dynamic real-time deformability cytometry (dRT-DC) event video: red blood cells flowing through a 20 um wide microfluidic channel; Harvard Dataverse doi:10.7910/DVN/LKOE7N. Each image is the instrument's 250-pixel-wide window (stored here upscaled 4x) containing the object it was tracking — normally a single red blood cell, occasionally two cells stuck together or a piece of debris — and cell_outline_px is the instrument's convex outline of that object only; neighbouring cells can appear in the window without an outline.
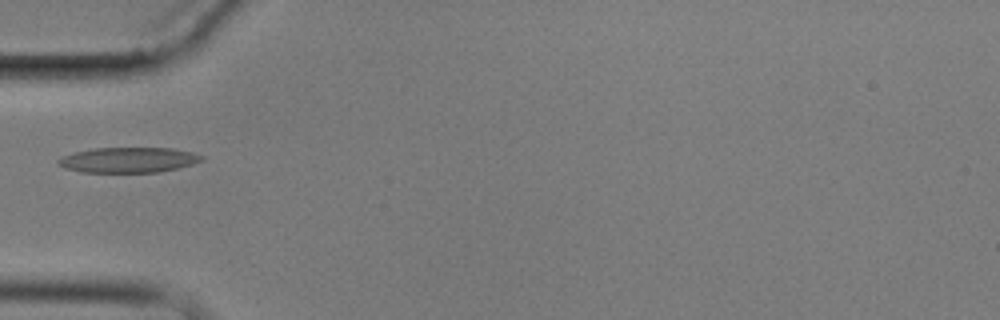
{"species": "common noctule bat (a hibernating species)", "species_latin": "Nyctalus noctula", "temperature_condition": "cold", "stored_images_in_passage": 6, "camera_frame_rate_fps": 3000, "um_per_image_px": 0.085, "animal": {"sex": "male", "body_mass_g": 17.9}, "frame": {"image": 1, "passage_image": 1, "time_ms": 0.0, "image_size_px": [1000, 320], "cell_outline_px": [[204, 160], [192, 164], [160, 172], [80, 172], [64, 168], [56, 164], [56, 160], [64, 156], [76, 152], [92, 148], [172, 148], [192, 152], [204, 156]], "centroid_in_image_um": [10.9, 13.59], "position_along_channel_um": 74.1, "area_um2": 21.15}}
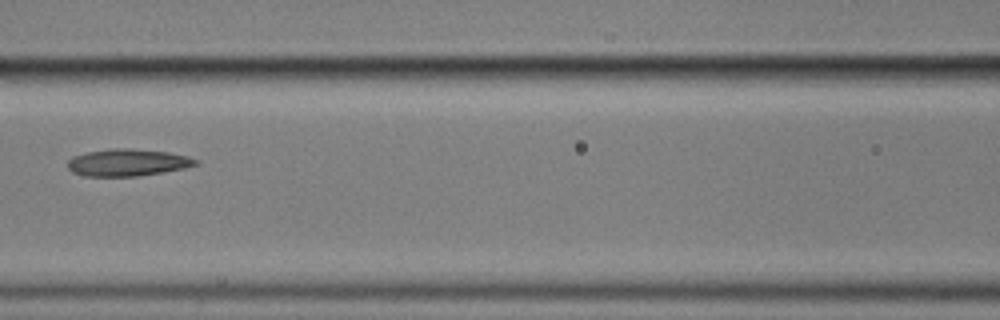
{"frame": {"image": 2, "passage_image": 3, "time_ms": 2.333, "image_size_px": [1000, 320], "cell_outline_px": [[200, 164], [184, 168], [164, 172], [136, 176], [84, 176], [72, 172], [68, 168], [68, 160], [72, 156], [88, 152], [112, 148], [128, 148], [168, 152], [188, 156], [200, 160]], "centroid_in_image_um": [10.87, 13.81], "position_along_channel_um": 155.7, "area_um2": 20.29}}
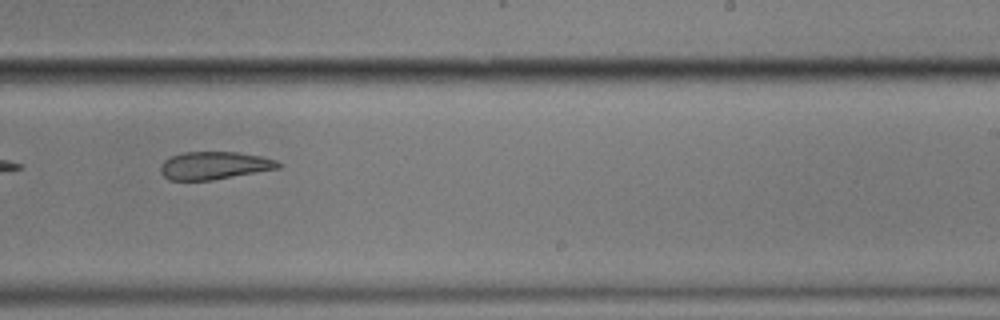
{"frame": {"image": 3, "passage_image": 6, "time_ms": 5.667, "image_size_px": [1000, 320], "cell_outline_px": [[284, 164], [280, 168], [212, 180], [168, 180], [160, 172], [160, 164], [164, 160], [172, 156], [184, 152], [236, 152], [260, 156], [276, 160]], "centroid_in_image_um": [18.21, 14.07], "position_along_channel_um": 270.8, "area_um2": 19.07}}